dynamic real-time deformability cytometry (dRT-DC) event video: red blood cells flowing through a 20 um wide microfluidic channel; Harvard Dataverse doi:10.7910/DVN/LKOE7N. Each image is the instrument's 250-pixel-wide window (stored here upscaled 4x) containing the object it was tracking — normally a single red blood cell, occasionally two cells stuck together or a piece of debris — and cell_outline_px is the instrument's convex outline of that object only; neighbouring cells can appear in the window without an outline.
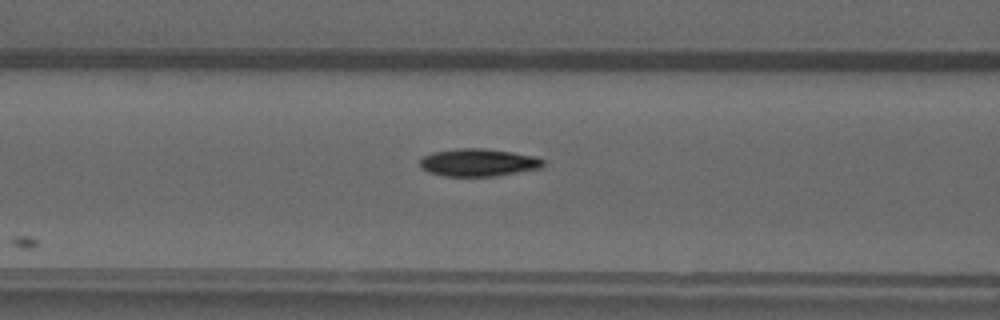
{"species": "common noctule bat (a hibernating species)", "species_latin": "Nyctalus noctula", "temperature_condition": "warm", "stored_images_in_passage": 34, "camera_frame_rate_fps": 3000, "um_per_image_px": 0.085, "animal": {"sex": "male", "forearm_length_mm": 52.5}, "frame": {"image": 1, "passage_image": 5, "time_ms": 1.333, "image_size_px": [1000, 320], "cell_outline_px": [[544, 164], [540, 168], [496, 176], [444, 176], [428, 172], [420, 168], [420, 160], [424, 156], [436, 152], [456, 148], [484, 148], [512, 152], [532, 156], [544, 160]], "centroid_in_image_um": [40.63, 13.82], "position_along_channel_um": 126.0, "area_um2": 19.71}}
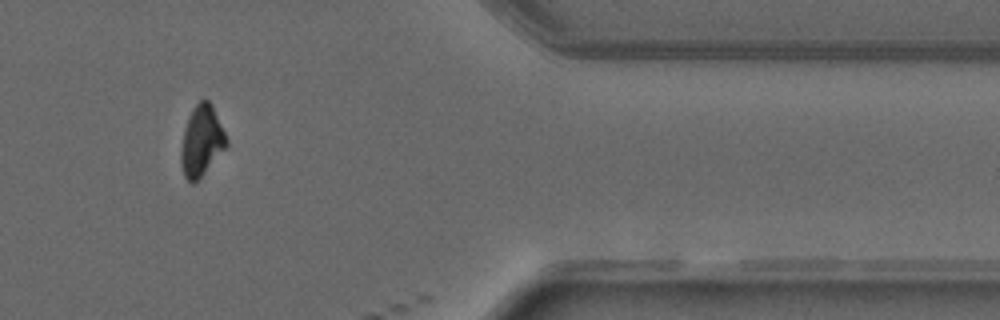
{"frame": {"image": 2, "passage_image": 26, "time_ms": 8.333, "image_size_px": [1000, 320], "cell_outline_px": [[228, 144], [204, 172], [192, 184], [184, 176], [180, 164], [180, 148], [184, 132], [192, 108], [200, 100], [208, 100], [212, 104], [228, 140]], "centroid_in_image_um": [17.12, 11.96], "position_along_channel_um": 394.3, "area_um2": 18.32}}
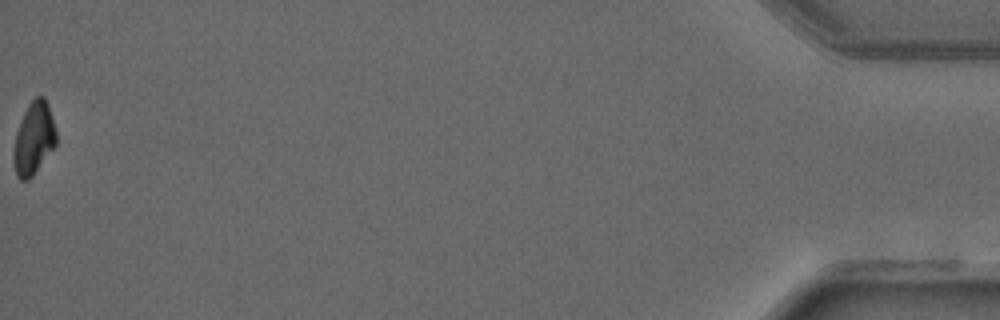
{"frame": {"image": 3, "passage_image": 34, "time_ms": 11.0, "image_size_px": [1000, 320], "cell_outline_px": [[56, 144], [32, 176], [28, 180], [20, 180], [16, 176], [12, 160], [12, 156], [16, 132], [24, 112], [28, 104], [36, 96], [44, 96], [48, 104], [56, 132]], "centroid_in_image_um": [2.84, 11.78], "position_along_channel_um": 432.4, "area_um2": 17.92}}